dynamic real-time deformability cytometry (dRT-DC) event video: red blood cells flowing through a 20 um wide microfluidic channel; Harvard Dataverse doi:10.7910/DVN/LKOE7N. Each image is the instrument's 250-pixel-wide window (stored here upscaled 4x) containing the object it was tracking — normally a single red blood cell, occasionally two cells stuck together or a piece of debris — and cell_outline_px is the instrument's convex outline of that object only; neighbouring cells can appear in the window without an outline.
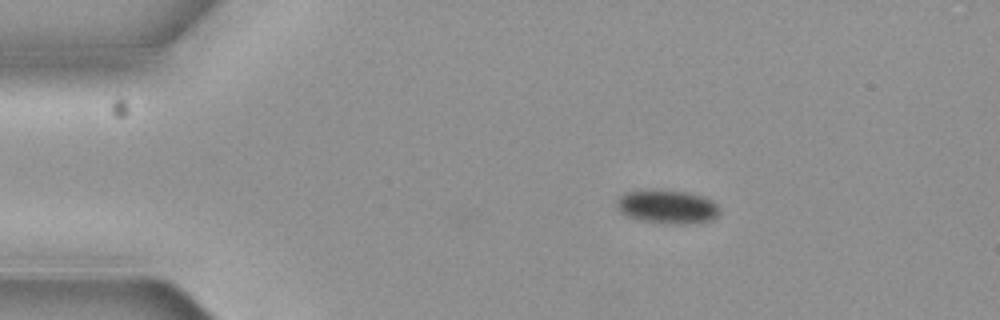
{"species": "common noctule bat (a hibernating species)", "species_latin": "Nyctalus noctula", "temperature_condition": "cold", "stored_images_in_passage": 3, "camera_frame_rate_fps": 3000, "um_per_image_px": 0.085, "animal": {"sex": "female", "body_mass_g": 19.3, "forearm_length_mm": 54.1}, "frame": {"image": 1, "passage_image": 1, "time_ms": 0.0, "image_size_px": [1000, 320], "cell_outline_px": [[720, 212], [716, 216], [708, 220], [644, 220], [628, 216], [620, 212], [616, 204], [616, 200], [624, 192], [644, 188], [652, 188], [688, 192], [704, 196], [712, 200], [720, 208]], "centroid_in_image_um": [56.64, 17.45], "position_along_channel_um": 28.4, "area_um2": 19.36}}